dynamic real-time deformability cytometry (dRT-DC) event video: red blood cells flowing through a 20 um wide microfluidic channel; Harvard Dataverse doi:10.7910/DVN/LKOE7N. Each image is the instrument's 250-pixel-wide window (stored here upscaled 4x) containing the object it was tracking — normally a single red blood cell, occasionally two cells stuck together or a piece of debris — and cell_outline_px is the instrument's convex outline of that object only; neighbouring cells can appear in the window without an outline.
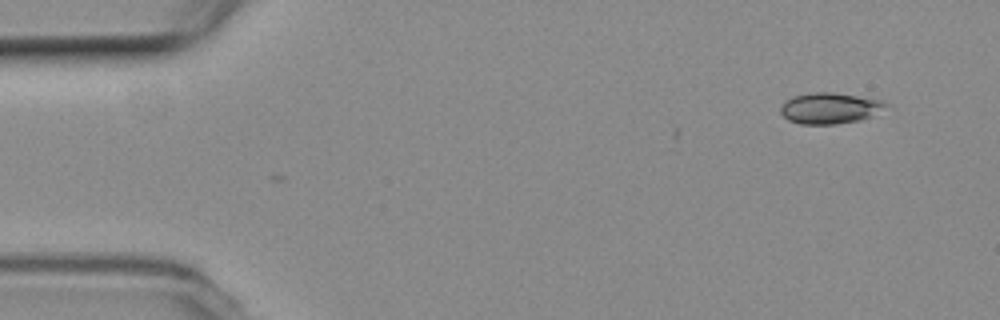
{"species": "common noctule bat (a hibernating species)", "species_latin": "Nyctalus noctula", "temperature_condition": "room temperature", "stored_images_in_passage": 2, "camera_frame_rate_fps": 3000, "um_per_image_px": 0.085, "animal": {"sex": "female", "body_mass_g": 19.3, "forearm_length_mm": 54.1}, "frame": {"image": 1, "passage_image": 2, "time_ms": 0.333, "image_size_px": [1000, 320], "cell_outline_px": [[892, 104], [872, 116], [860, 120], [836, 124], [800, 124], [788, 120], [780, 112], [780, 108], [784, 100], [792, 96], [812, 92], [832, 92], [884, 100]], "centroid_in_image_um": [70.55, 9.19], "position_along_channel_um": 14.4, "area_um2": 19.31}}